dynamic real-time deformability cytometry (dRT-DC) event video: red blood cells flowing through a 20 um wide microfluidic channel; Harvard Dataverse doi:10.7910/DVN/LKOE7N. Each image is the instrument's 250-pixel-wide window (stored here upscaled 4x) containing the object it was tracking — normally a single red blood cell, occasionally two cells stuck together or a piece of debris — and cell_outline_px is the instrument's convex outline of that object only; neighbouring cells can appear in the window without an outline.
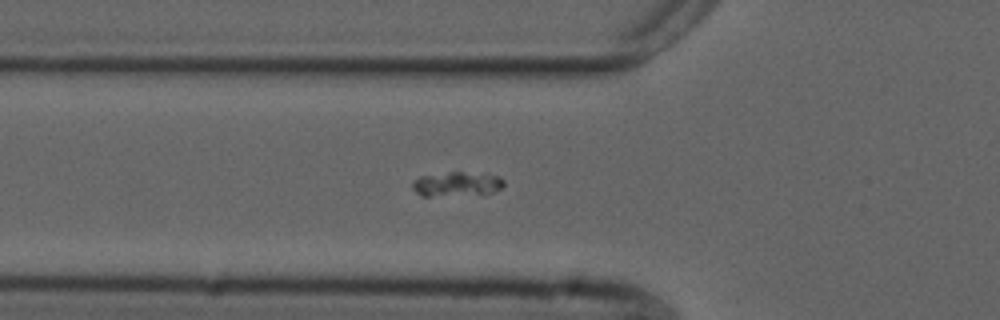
{"species": "common noctule bat (a hibernating species)", "species_latin": "Nyctalus noctula", "temperature_condition": "cold", "stored_images_in_passage": 9, "camera_frame_rate_fps": 3000, "um_per_image_px": 0.085, "animal": {"sex": "male", "forearm_length_mm": 52.5}, "frame": {"image": 1, "passage_image": 2, "time_ms": 0.333, "image_size_px": [1000, 320], "cell_outline_px": [[504, 184], [500, 188], [484, 196], [420, 196], [412, 188], [412, 184], [420, 176], [452, 172], [484, 172], [496, 176], [504, 180]], "centroid_in_image_um": [38.88, 15.67], "position_along_channel_um": 86.9, "area_um2": 13.53}}
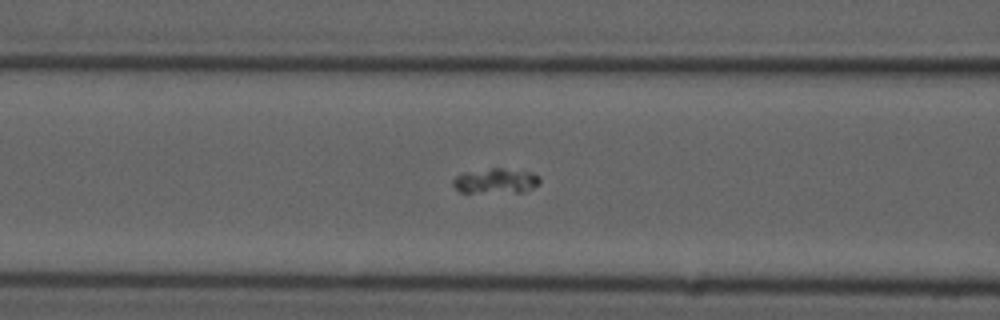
{"frame": {"image": 2, "passage_image": 5, "time_ms": 1.333, "image_size_px": [1000, 320], "cell_outline_px": [[540, 184], [524, 192], [460, 192], [452, 184], [452, 180], [456, 176], [464, 172], [492, 168], [500, 168], [532, 172], [540, 176]], "centroid_in_image_um": [42.16, 15.37], "position_along_channel_um": 124.4, "area_um2": 12.72}}
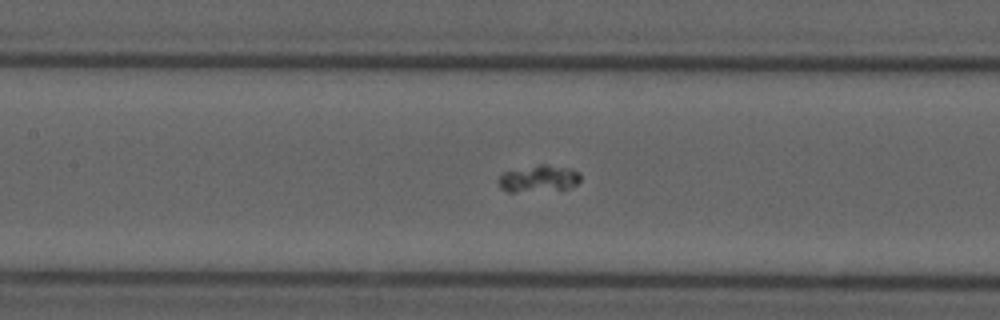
{"frame": {"image": 3, "passage_image": 8, "time_ms": 2.333, "image_size_px": [1000, 320], "cell_outline_px": [[580, 180], [572, 188], [516, 192], [508, 192], [500, 188], [496, 180], [504, 172], [540, 164], [544, 164], [572, 168], [580, 172]], "centroid_in_image_um": [45.79, 15.18], "position_along_channel_um": 161.6, "area_um2": 12.89}}